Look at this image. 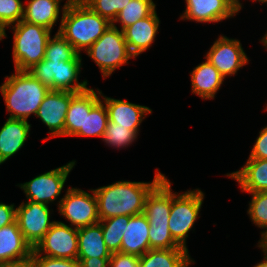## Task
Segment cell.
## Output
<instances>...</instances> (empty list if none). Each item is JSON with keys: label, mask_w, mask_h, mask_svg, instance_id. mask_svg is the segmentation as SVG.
Wrapping results in <instances>:
<instances>
[{"label": "cell", "mask_w": 267, "mask_h": 267, "mask_svg": "<svg viewBox=\"0 0 267 267\" xmlns=\"http://www.w3.org/2000/svg\"><path fill=\"white\" fill-rule=\"evenodd\" d=\"M130 217L131 216L120 215L99 221L106 247L110 253L120 252L125 223H128Z\"/></svg>", "instance_id": "27"}, {"label": "cell", "mask_w": 267, "mask_h": 267, "mask_svg": "<svg viewBox=\"0 0 267 267\" xmlns=\"http://www.w3.org/2000/svg\"><path fill=\"white\" fill-rule=\"evenodd\" d=\"M149 250L148 219L144 213L133 215L125 223L120 252L140 257Z\"/></svg>", "instance_id": "17"}, {"label": "cell", "mask_w": 267, "mask_h": 267, "mask_svg": "<svg viewBox=\"0 0 267 267\" xmlns=\"http://www.w3.org/2000/svg\"><path fill=\"white\" fill-rule=\"evenodd\" d=\"M264 258H265L264 261L258 263V264H257L256 266H254V267H267V254L265 255Z\"/></svg>", "instance_id": "43"}, {"label": "cell", "mask_w": 267, "mask_h": 267, "mask_svg": "<svg viewBox=\"0 0 267 267\" xmlns=\"http://www.w3.org/2000/svg\"><path fill=\"white\" fill-rule=\"evenodd\" d=\"M150 249L184 248L172 237L169 227L149 226Z\"/></svg>", "instance_id": "35"}, {"label": "cell", "mask_w": 267, "mask_h": 267, "mask_svg": "<svg viewBox=\"0 0 267 267\" xmlns=\"http://www.w3.org/2000/svg\"><path fill=\"white\" fill-rule=\"evenodd\" d=\"M48 205L28 201L16 208V221L25 240L34 248L52 227Z\"/></svg>", "instance_id": "10"}, {"label": "cell", "mask_w": 267, "mask_h": 267, "mask_svg": "<svg viewBox=\"0 0 267 267\" xmlns=\"http://www.w3.org/2000/svg\"><path fill=\"white\" fill-rule=\"evenodd\" d=\"M100 100L93 89L71 92V101L65 119V136H84L85 113Z\"/></svg>", "instance_id": "16"}, {"label": "cell", "mask_w": 267, "mask_h": 267, "mask_svg": "<svg viewBox=\"0 0 267 267\" xmlns=\"http://www.w3.org/2000/svg\"><path fill=\"white\" fill-rule=\"evenodd\" d=\"M187 248L150 249L139 257L140 267H188Z\"/></svg>", "instance_id": "25"}, {"label": "cell", "mask_w": 267, "mask_h": 267, "mask_svg": "<svg viewBox=\"0 0 267 267\" xmlns=\"http://www.w3.org/2000/svg\"><path fill=\"white\" fill-rule=\"evenodd\" d=\"M30 264L31 267H80V262L77 259L40 257V254H36L34 251L30 257Z\"/></svg>", "instance_id": "36"}, {"label": "cell", "mask_w": 267, "mask_h": 267, "mask_svg": "<svg viewBox=\"0 0 267 267\" xmlns=\"http://www.w3.org/2000/svg\"><path fill=\"white\" fill-rule=\"evenodd\" d=\"M104 101L109 122L115 123L116 126L128 127L137 134L138 126L144 119V114L152 113L151 109L146 106L132 104L124 100L105 97Z\"/></svg>", "instance_id": "20"}, {"label": "cell", "mask_w": 267, "mask_h": 267, "mask_svg": "<svg viewBox=\"0 0 267 267\" xmlns=\"http://www.w3.org/2000/svg\"><path fill=\"white\" fill-rule=\"evenodd\" d=\"M208 59L225 78L234 75L239 68L248 63L240 41L220 36L206 55Z\"/></svg>", "instance_id": "12"}, {"label": "cell", "mask_w": 267, "mask_h": 267, "mask_svg": "<svg viewBox=\"0 0 267 267\" xmlns=\"http://www.w3.org/2000/svg\"><path fill=\"white\" fill-rule=\"evenodd\" d=\"M93 195L77 188H69L59 201V212L67 218L75 228L99 223L97 199Z\"/></svg>", "instance_id": "8"}, {"label": "cell", "mask_w": 267, "mask_h": 267, "mask_svg": "<svg viewBox=\"0 0 267 267\" xmlns=\"http://www.w3.org/2000/svg\"><path fill=\"white\" fill-rule=\"evenodd\" d=\"M0 40H2V33H1V31H0Z\"/></svg>", "instance_id": "46"}, {"label": "cell", "mask_w": 267, "mask_h": 267, "mask_svg": "<svg viewBox=\"0 0 267 267\" xmlns=\"http://www.w3.org/2000/svg\"><path fill=\"white\" fill-rule=\"evenodd\" d=\"M164 177L157 172L153 182L150 183L118 181L95 189L99 219L144 213L147 195Z\"/></svg>", "instance_id": "1"}, {"label": "cell", "mask_w": 267, "mask_h": 267, "mask_svg": "<svg viewBox=\"0 0 267 267\" xmlns=\"http://www.w3.org/2000/svg\"><path fill=\"white\" fill-rule=\"evenodd\" d=\"M16 221V209L14 205L0 203V228L10 225Z\"/></svg>", "instance_id": "39"}, {"label": "cell", "mask_w": 267, "mask_h": 267, "mask_svg": "<svg viewBox=\"0 0 267 267\" xmlns=\"http://www.w3.org/2000/svg\"><path fill=\"white\" fill-rule=\"evenodd\" d=\"M81 57L78 54L71 61L43 59L28 72L50 90H63L78 93L87 89V81L77 83ZM75 84H74V83Z\"/></svg>", "instance_id": "5"}, {"label": "cell", "mask_w": 267, "mask_h": 267, "mask_svg": "<svg viewBox=\"0 0 267 267\" xmlns=\"http://www.w3.org/2000/svg\"><path fill=\"white\" fill-rule=\"evenodd\" d=\"M60 1L61 0H30L26 8H23L22 20L51 30L59 18Z\"/></svg>", "instance_id": "26"}, {"label": "cell", "mask_w": 267, "mask_h": 267, "mask_svg": "<svg viewBox=\"0 0 267 267\" xmlns=\"http://www.w3.org/2000/svg\"><path fill=\"white\" fill-rule=\"evenodd\" d=\"M253 195L248 209L252 221L261 228L267 229V191L250 193ZM267 232L264 231L262 236Z\"/></svg>", "instance_id": "34"}, {"label": "cell", "mask_w": 267, "mask_h": 267, "mask_svg": "<svg viewBox=\"0 0 267 267\" xmlns=\"http://www.w3.org/2000/svg\"><path fill=\"white\" fill-rule=\"evenodd\" d=\"M33 251L40 255L44 251L45 256L54 258L77 259L78 229L55 221Z\"/></svg>", "instance_id": "9"}, {"label": "cell", "mask_w": 267, "mask_h": 267, "mask_svg": "<svg viewBox=\"0 0 267 267\" xmlns=\"http://www.w3.org/2000/svg\"><path fill=\"white\" fill-rule=\"evenodd\" d=\"M259 247H261L265 254H267V232L262 236Z\"/></svg>", "instance_id": "42"}, {"label": "cell", "mask_w": 267, "mask_h": 267, "mask_svg": "<svg viewBox=\"0 0 267 267\" xmlns=\"http://www.w3.org/2000/svg\"><path fill=\"white\" fill-rule=\"evenodd\" d=\"M74 165L75 162L72 161L21 184L20 187L27 195L28 201L48 205L51 201L57 199Z\"/></svg>", "instance_id": "11"}, {"label": "cell", "mask_w": 267, "mask_h": 267, "mask_svg": "<svg viewBox=\"0 0 267 267\" xmlns=\"http://www.w3.org/2000/svg\"><path fill=\"white\" fill-rule=\"evenodd\" d=\"M134 130L128 127L116 126L115 123L109 122L103 135V141L115 147H126L131 144L137 137Z\"/></svg>", "instance_id": "32"}, {"label": "cell", "mask_w": 267, "mask_h": 267, "mask_svg": "<svg viewBox=\"0 0 267 267\" xmlns=\"http://www.w3.org/2000/svg\"><path fill=\"white\" fill-rule=\"evenodd\" d=\"M58 32L80 54L96 42L112 24L93 11L82 0H69L62 11Z\"/></svg>", "instance_id": "2"}, {"label": "cell", "mask_w": 267, "mask_h": 267, "mask_svg": "<svg viewBox=\"0 0 267 267\" xmlns=\"http://www.w3.org/2000/svg\"><path fill=\"white\" fill-rule=\"evenodd\" d=\"M71 101V92L49 90L36 114L49 127L51 137L65 136V119Z\"/></svg>", "instance_id": "13"}, {"label": "cell", "mask_w": 267, "mask_h": 267, "mask_svg": "<svg viewBox=\"0 0 267 267\" xmlns=\"http://www.w3.org/2000/svg\"><path fill=\"white\" fill-rule=\"evenodd\" d=\"M86 52L99 66L103 77L111 75L117 67L134 57L129 51L123 31H119L114 23Z\"/></svg>", "instance_id": "6"}, {"label": "cell", "mask_w": 267, "mask_h": 267, "mask_svg": "<svg viewBox=\"0 0 267 267\" xmlns=\"http://www.w3.org/2000/svg\"><path fill=\"white\" fill-rule=\"evenodd\" d=\"M186 10L181 18L197 22H219L239 12L236 0H185Z\"/></svg>", "instance_id": "14"}, {"label": "cell", "mask_w": 267, "mask_h": 267, "mask_svg": "<svg viewBox=\"0 0 267 267\" xmlns=\"http://www.w3.org/2000/svg\"><path fill=\"white\" fill-rule=\"evenodd\" d=\"M223 79L218 69L207 59L195 67L191 73L192 92L203 99L214 98Z\"/></svg>", "instance_id": "23"}, {"label": "cell", "mask_w": 267, "mask_h": 267, "mask_svg": "<svg viewBox=\"0 0 267 267\" xmlns=\"http://www.w3.org/2000/svg\"><path fill=\"white\" fill-rule=\"evenodd\" d=\"M159 22L156 11H154L150 16L123 30L125 41L134 58L147 50L153 43Z\"/></svg>", "instance_id": "19"}, {"label": "cell", "mask_w": 267, "mask_h": 267, "mask_svg": "<svg viewBox=\"0 0 267 267\" xmlns=\"http://www.w3.org/2000/svg\"><path fill=\"white\" fill-rule=\"evenodd\" d=\"M110 267H140L139 257L122 252L111 253Z\"/></svg>", "instance_id": "37"}, {"label": "cell", "mask_w": 267, "mask_h": 267, "mask_svg": "<svg viewBox=\"0 0 267 267\" xmlns=\"http://www.w3.org/2000/svg\"><path fill=\"white\" fill-rule=\"evenodd\" d=\"M257 1V0H256ZM258 1H260V2H262V3H264V2H266L267 3V0H258ZM236 6H237V9H238V11L241 9V4H240V2H239V0H236Z\"/></svg>", "instance_id": "44"}, {"label": "cell", "mask_w": 267, "mask_h": 267, "mask_svg": "<svg viewBox=\"0 0 267 267\" xmlns=\"http://www.w3.org/2000/svg\"><path fill=\"white\" fill-rule=\"evenodd\" d=\"M93 11L107 19L110 23H114L118 13L131 0H82Z\"/></svg>", "instance_id": "33"}, {"label": "cell", "mask_w": 267, "mask_h": 267, "mask_svg": "<svg viewBox=\"0 0 267 267\" xmlns=\"http://www.w3.org/2000/svg\"><path fill=\"white\" fill-rule=\"evenodd\" d=\"M239 182L243 191H267V159H248L241 170L228 174Z\"/></svg>", "instance_id": "22"}, {"label": "cell", "mask_w": 267, "mask_h": 267, "mask_svg": "<svg viewBox=\"0 0 267 267\" xmlns=\"http://www.w3.org/2000/svg\"><path fill=\"white\" fill-rule=\"evenodd\" d=\"M30 127L27 120L8 118L0 130V164L21 149Z\"/></svg>", "instance_id": "21"}, {"label": "cell", "mask_w": 267, "mask_h": 267, "mask_svg": "<svg viewBox=\"0 0 267 267\" xmlns=\"http://www.w3.org/2000/svg\"><path fill=\"white\" fill-rule=\"evenodd\" d=\"M259 133L249 159H267V127Z\"/></svg>", "instance_id": "38"}, {"label": "cell", "mask_w": 267, "mask_h": 267, "mask_svg": "<svg viewBox=\"0 0 267 267\" xmlns=\"http://www.w3.org/2000/svg\"><path fill=\"white\" fill-rule=\"evenodd\" d=\"M32 251L17 221L0 228V263L30 260Z\"/></svg>", "instance_id": "18"}, {"label": "cell", "mask_w": 267, "mask_h": 267, "mask_svg": "<svg viewBox=\"0 0 267 267\" xmlns=\"http://www.w3.org/2000/svg\"><path fill=\"white\" fill-rule=\"evenodd\" d=\"M13 30L15 70L28 71L44 59L51 30L24 20L16 23Z\"/></svg>", "instance_id": "4"}, {"label": "cell", "mask_w": 267, "mask_h": 267, "mask_svg": "<svg viewBox=\"0 0 267 267\" xmlns=\"http://www.w3.org/2000/svg\"><path fill=\"white\" fill-rule=\"evenodd\" d=\"M187 191L178 195L171 192V209L168 221L173 239L186 248V237L198 217L204 194L202 191Z\"/></svg>", "instance_id": "7"}, {"label": "cell", "mask_w": 267, "mask_h": 267, "mask_svg": "<svg viewBox=\"0 0 267 267\" xmlns=\"http://www.w3.org/2000/svg\"><path fill=\"white\" fill-rule=\"evenodd\" d=\"M262 42H263L264 46L267 47V33H266V35L263 37Z\"/></svg>", "instance_id": "45"}, {"label": "cell", "mask_w": 267, "mask_h": 267, "mask_svg": "<svg viewBox=\"0 0 267 267\" xmlns=\"http://www.w3.org/2000/svg\"><path fill=\"white\" fill-rule=\"evenodd\" d=\"M108 112L103 101L99 100L90 110L85 113L84 136L103 137L108 124Z\"/></svg>", "instance_id": "29"}, {"label": "cell", "mask_w": 267, "mask_h": 267, "mask_svg": "<svg viewBox=\"0 0 267 267\" xmlns=\"http://www.w3.org/2000/svg\"><path fill=\"white\" fill-rule=\"evenodd\" d=\"M155 6L152 0H131L118 13L114 22H121L123 31L126 27L150 16L155 11Z\"/></svg>", "instance_id": "28"}, {"label": "cell", "mask_w": 267, "mask_h": 267, "mask_svg": "<svg viewBox=\"0 0 267 267\" xmlns=\"http://www.w3.org/2000/svg\"><path fill=\"white\" fill-rule=\"evenodd\" d=\"M171 183L164 177L147 195L144 206L149 226L169 227Z\"/></svg>", "instance_id": "15"}, {"label": "cell", "mask_w": 267, "mask_h": 267, "mask_svg": "<svg viewBox=\"0 0 267 267\" xmlns=\"http://www.w3.org/2000/svg\"><path fill=\"white\" fill-rule=\"evenodd\" d=\"M0 86L12 119L27 118L38 109L50 88L35 79L28 71H17Z\"/></svg>", "instance_id": "3"}, {"label": "cell", "mask_w": 267, "mask_h": 267, "mask_svg": "<svg viewBox=\"0 0 267 267\" xmlns=\"http://www.w3.org/2000/svg\"><path fill=\"white\" fill-rule=\"evenodd\" d=\"M0 267H31L30 260L0 263Z\"/></svg>", "instance_id": "41"}, {"label": "cell", "mask_w": 267, "mask_h": 267, "mask_svg": "<svg viewBox=\"0 0 267 267\" xmlns=\"http://www.w3.org/2000/svg\"><path fill=\"white\" fill-rule=\"evenodd\" d=\"M110 258H77L80 262V267H108Z\"/></svg>", "instance_id": "40"}, {"label": "cell", "mask_w": 267, "mask_h": 267, "mask_svg": "<svg viewBox=\"0 0 267 267\" xmlns=\"http://www.w3.org/2000/svg\"><path fill=\"white\" fill-rule=\"evenodd\" d=\"M23 8L24 6L20 0H0V31L2 38L6 37L5 27L22 20Z\"/></svg>", "instance_id": "31"}, {"label": "cell", "mask_w": 267, "mask_h": 267, "mask_svg": "<svg viewBox=\"0 0 267 267\" xmlns=\"http://www.w3.org/2000/svg\"><path fill=\"white\" fill-rule=\"evenodd\" d=\"M110 258L102 227L99 223L78 229V257L77 258Z\"/></svg>", "instance_id": "24"}, {"label": "cell", "mask_w": 267, "mask_h": 267, "mask_svg": "<svg viewBox=\"0 0 267 267\" xmlns=\"http://www.w3.org/2000/svg\"><path fill=\"white\" fill-rule=\"evenodd\" d=\"M78 54L74 47L57 32L53 39L50 37L47 41L44 59L71 61Z\"/></svg>", "instance_id": "30"}]
</instances>
